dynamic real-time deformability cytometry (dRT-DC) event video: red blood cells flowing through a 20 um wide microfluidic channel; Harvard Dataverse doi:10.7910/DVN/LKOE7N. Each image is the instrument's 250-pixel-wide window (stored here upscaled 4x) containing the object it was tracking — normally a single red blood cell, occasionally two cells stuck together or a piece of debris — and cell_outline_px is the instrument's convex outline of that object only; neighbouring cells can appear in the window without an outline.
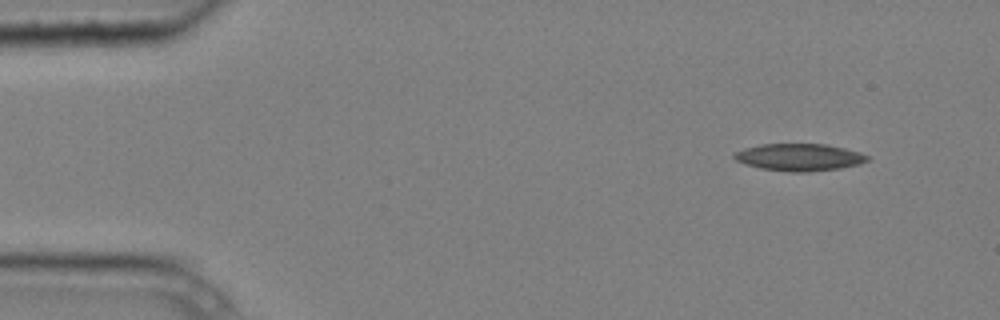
{"species": "common noctule bat (a hibernating species)", "species_latin": "Nyctalus noctula", "temperature_condition": "cold", "stored_images_in_passage": 4, "camera_frame_rate_fps": 3000, "um_per_image_px": 0.085, "animal": {"sex": "male", "body_mass_g": 20.4}, "frame": {"image": 1, "passage_image": 1, "time_ms": 0.0, "image_size_px": [1000, 320], "cell_outline_px": [[872, 160], [860, 164], [840, 168], [808, 172], [788, 172], [760, 168], [744, 164], [736, 160], [732, 156], [736, 152], [744, 148], [760, 144], [828, 144], [860, 152], [872, 156]], "centroid_in_image_um": [67.99, 13.37], "position_along_channel_um": 17.0, "area_um2": 21.39}}
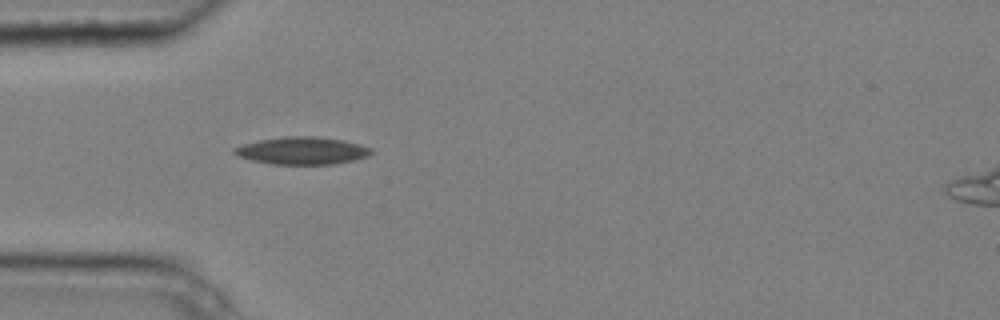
{"frame": {"image": 2, "passage_image": 4, "time_ms": 1.0, "image_size_px": [1000, 320], "cell_outline_px": [[372, 152], [368, 156], [352, 160], [332, 164], [272, 164], [252, 160], [236, 156], [232, 152], [232, 148], [244, 144], [260, 140], [284, 136], [316, 136], [344, 140], [360, 144], [372, 148]], "centroid_in_image_um": [25.66, 12.8], "position_along_channel_um": 59.3, "area_um2": 21.91}}